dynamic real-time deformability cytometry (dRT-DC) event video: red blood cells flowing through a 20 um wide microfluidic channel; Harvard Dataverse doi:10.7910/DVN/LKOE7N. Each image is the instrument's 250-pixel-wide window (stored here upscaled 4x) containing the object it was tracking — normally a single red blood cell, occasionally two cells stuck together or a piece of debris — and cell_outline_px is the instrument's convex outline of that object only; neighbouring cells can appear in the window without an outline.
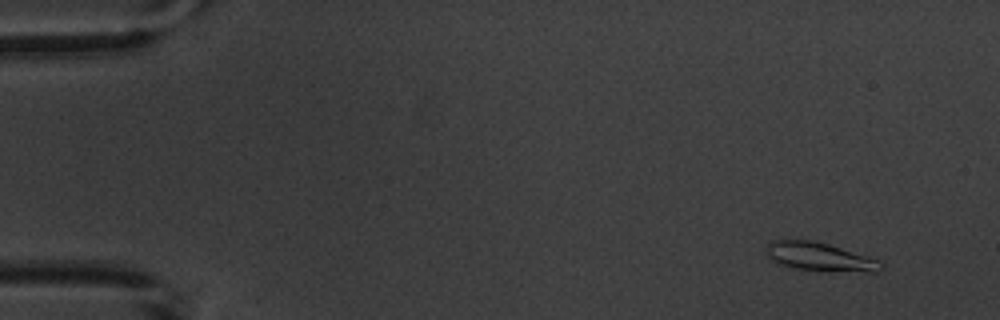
{"species": "common noctule bat (a hibernating species)", "species_latin": "Nyctalus noctula", "temperature_condition": "warm", "stored_images_in_passage": 5, "camera_frame_rate_fps": 3000, "um_per_image_px": 0.085, "animal": {"sex": "male", "body_mass_g": 20.1, "forearm_length_mm": 53.5}, "frame": {"image": 1, "passage_image": 1, "time_ms": 0.0, "image_size_px": [1000, 320], "cell_outline_px": [[884, 268], [880, 272], [872, 272], [792, 268], [776, 264], [768, 256], [768, 244], [772, 240], [812, 240], [828, 244], [868, 256], [880, 260], [884, 264]], "centroid_in_image_um": [69.72, 21.83], "position_along_channel_um": 15.3, "area_um2": 18.84}}